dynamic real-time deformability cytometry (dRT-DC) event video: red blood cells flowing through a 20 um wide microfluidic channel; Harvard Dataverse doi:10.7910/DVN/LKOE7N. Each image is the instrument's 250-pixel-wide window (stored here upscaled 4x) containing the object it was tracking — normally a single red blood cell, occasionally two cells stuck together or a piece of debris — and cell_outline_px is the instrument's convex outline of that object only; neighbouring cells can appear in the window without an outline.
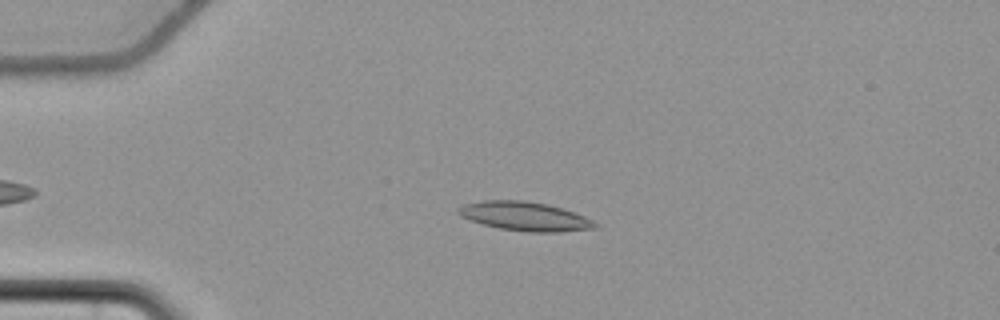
{"species": "common noctule bat (a hibernating species)", "species_latin": "Nyctalus noctula", "temperature_condition": "cold", "stored_images_in_passage": 56, "camera_frame_rate_fps": 3000, "um_per_image_px": 0.085, "animal": {"sex": "female", "body_mass_g": 22.7, "forearm_length_mm": 54.2}, "frame": {"image": 1, "passage_image": 13, "time_ms": 4.0, "image_size_px": [1000, 320], "cell_outline_px": [[600, 228], [560, 232], [528, 232], [500, 228], [468, 220], [460, 216], [456, 212], [456, 208], [464, 204], [484, 200], [524, 200], [548, 204], [584, 216], [600, 224]], "centroid_in_image_um": [44.61, 18.39], "position_along_channel_um": 40.4, "area_um2": 23.24}}
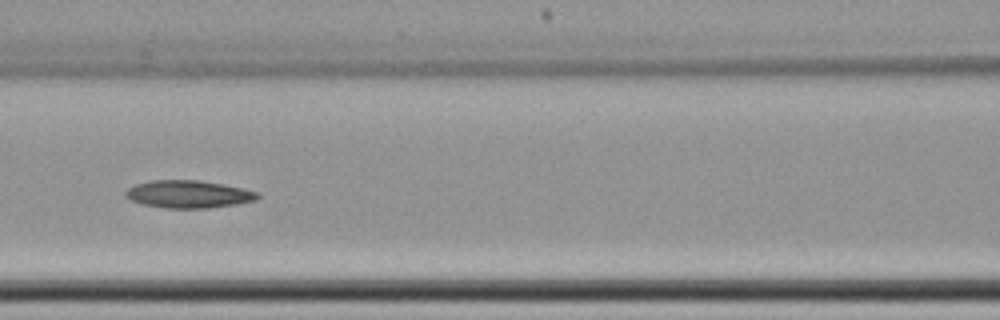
{"frame": {"image": 2, "passage_image": 25, "time_ms": 8.0, "image_size_px": [1000, 320], "cell_outline_px": [[260, 196], [256, 200], [236, 204], [208, 208], [164, 208], [144, 204], [132, 200], [124, 192], [128, 188], [136, 184], [152, 180], [200, 180], [224, 184], [244, 188], [260, 192]], "centroid_in_image_um": [16.08, 16.5], "position_along_channel_um": 150.5, "area_um2": 21.21}}
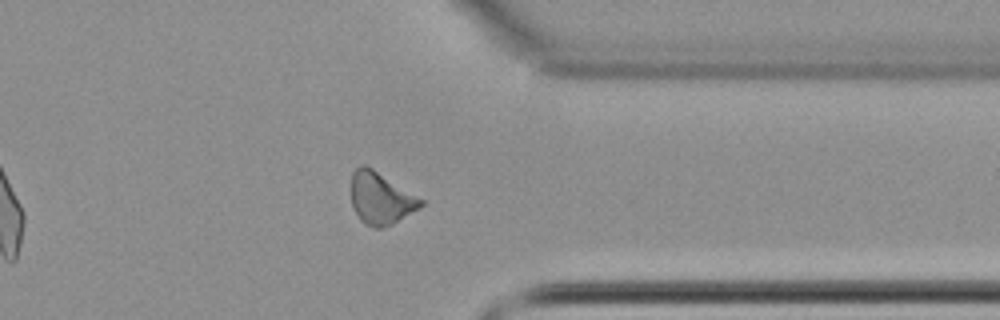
{"frame": {"image": 3, "passage_image": 44, "time_ms": 14.333, "image_size_px": [1000, 320], "cell_outline_px": [[424, 204], [420, 208], [392, 224], [380, 228], [372, 228], [364, 224], [360, 220], [352, 208], [352, 172], [360, 164], [364, 164], [372, 168], [424, 200]], "centroid_in_image_um": [32.35, 16.87], "position_along_channel_um": 379.1, "area_um2": 21.1}, "authors_computed_cell_mechanics": {"area_um2": 21.2704, "velocity_mm_per_s": 3.6869, "shape_relaxation_time_tau1_ms": 7.1645, "shape_relaxation_time_tau2_ms": null, "deformation_change_tau1": 0.1543, "deformation_change_tau2": null}}